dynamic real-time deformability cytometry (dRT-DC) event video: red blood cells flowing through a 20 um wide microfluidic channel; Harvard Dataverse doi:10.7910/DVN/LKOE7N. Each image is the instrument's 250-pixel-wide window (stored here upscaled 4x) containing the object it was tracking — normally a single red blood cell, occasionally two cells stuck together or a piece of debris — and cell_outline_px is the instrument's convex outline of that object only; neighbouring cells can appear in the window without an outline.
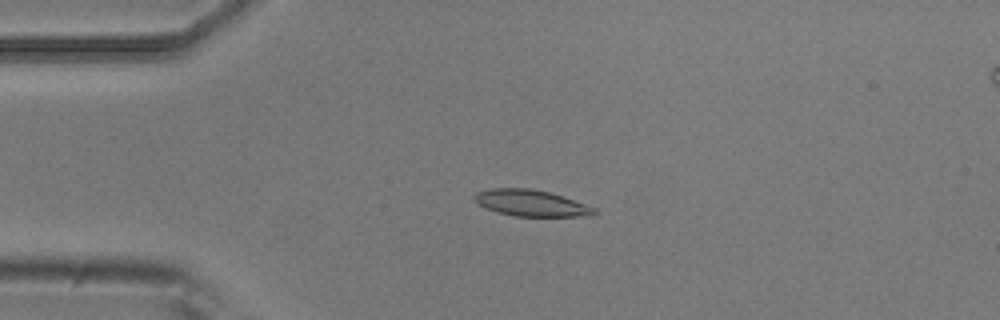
{"species": "common noctule bat (a hibernating species)", "species_latin": "Nyctalus noctula", "temperature_condition": "room temperature", "stored_images_in_passage": 4, "camera_frame_rate_fps": 3000, "um_per_image_px": 0.085, "animal": {"sex": "male", "body_mass_g": 20.5, "forearm_length_mm": 52.5}, "frame": {"image": 1, "passage_image": 3, "time_ms": 0.667, "image_size_px": [1000, 320], "cell_outline_px": [[600, 212], [592, 216], [516, 216], [496, 212], [472, 200], [472, 196], [476, 192], [492, 188], [532, 188], [548, 192], [596, 208]], "centroid_in_image_um": [45.13, 17.26], "position_along_channel_um": 39.9, "area_um2": 18.32}}